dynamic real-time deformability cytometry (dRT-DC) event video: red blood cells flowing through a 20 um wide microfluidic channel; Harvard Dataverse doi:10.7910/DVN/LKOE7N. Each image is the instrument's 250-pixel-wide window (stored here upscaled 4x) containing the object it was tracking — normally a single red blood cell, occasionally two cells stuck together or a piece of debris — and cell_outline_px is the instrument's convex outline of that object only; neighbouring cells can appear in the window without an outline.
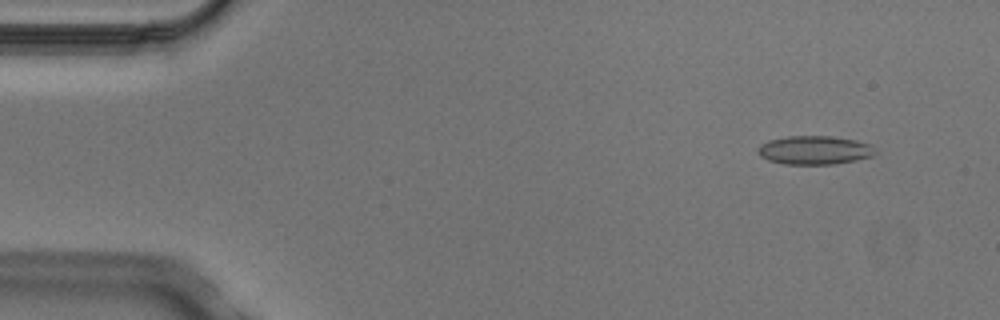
{"species": "Egyptian fruit bat (a non-hibernating species)", "species_latin": "Rousettus aegyptiacus", "temperature_condition": "cold", "stored_images_in_passage": 9, "camera_frame_rate_fps": 3000, "um_per_image_px": 0.085, "animal": {"sex": "male"}, "frame": {"image": 1, "passage_image": 2, "time_ms": 0.333, "image_size_px": [1000, 320], "cell_outline_px": [[876, 152], [872, 156], [856, 160], [832, 164], [784, 164], [768, 160], [760, 156], [756, 152], [756, 148], [760, 144], [768, 140], [788, 136], [832, 136], [856, 140], [872, 144]], "centroid_in_image_um": [69.21, 12.75], "position_along_channel_um": 15.8, "area_um2": 19.77}}
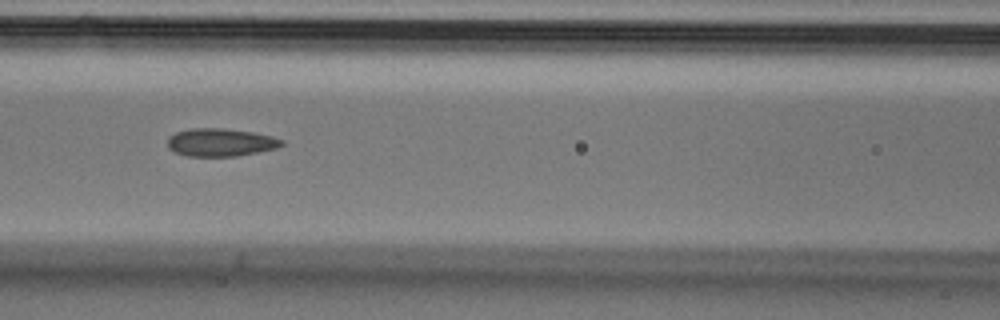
{"frame": {"image": 2, "passage_image": 7, "time_ms": 2.0, "image_size_px": [1000, 320], "cell_outline_px": [[284, 144], [276, 148], [236, 156], [188, 156], [176, 152], [168, 148], [168, 136], [176, 132], [192, 128], [224, 128], [252, 132], [272, 136], [284, 140]], "centroid_in_image_um": [18.74, 12.09], "position_along_channel_um": 147.9, "area_um2": 18.5}}
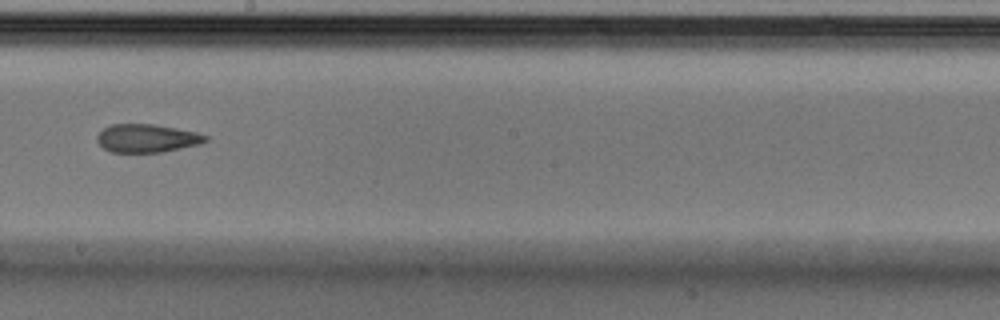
{"frame": {"image": 3, "passage_image": 9, "time_ms": 2.667, "image_size_px": [1000, 320], "cell_outline_px": [[208, 140], [200, 144], [160, 152], [112, 152], [104, 148], [96, 140], [96, 136], [104, 128], [112, 124], [156, 124], [196, 132], [208, 136]], "centroid_in_image_um": [12.49, 11.74], "position_along_channel_um": 235.7, "area_um2": 17.74}}